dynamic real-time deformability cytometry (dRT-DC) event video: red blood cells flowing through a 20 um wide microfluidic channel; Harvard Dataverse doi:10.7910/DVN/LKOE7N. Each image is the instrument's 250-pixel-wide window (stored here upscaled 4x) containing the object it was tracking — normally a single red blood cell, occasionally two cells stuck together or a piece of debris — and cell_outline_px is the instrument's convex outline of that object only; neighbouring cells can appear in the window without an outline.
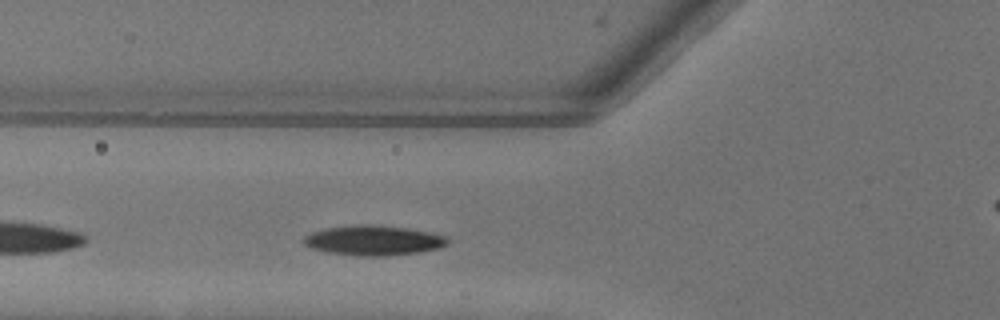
{"species": "common noctule bat (a hibernating species)", "species_latin": "Nyctalus noctula", "temperature_condition": "warm", "stored_images_in_passage": 29, "camera_frame_rate_fps": 3000, "um_per_image_px": 0.085, "animal": {"sex": "female"}, "frame": {"image": 1, "passage_image": 5, "time_ms": 1.333, "image_size_px": [1000, 320], "cell_outline_px": [[448, 244], [440, 248], [420, 252], [384, 256], [356, 256], [328, 252], [312, 248], [300, 244], [300, 240], [304, 236], [312, 232], [328, 228], [364, 224], [368, 224], [408, 228], [448, 236]], "centroid_in_image_um": [31.73, 20.44], "position_along_channel_um": 94.1, "area_um2": 25.2}}
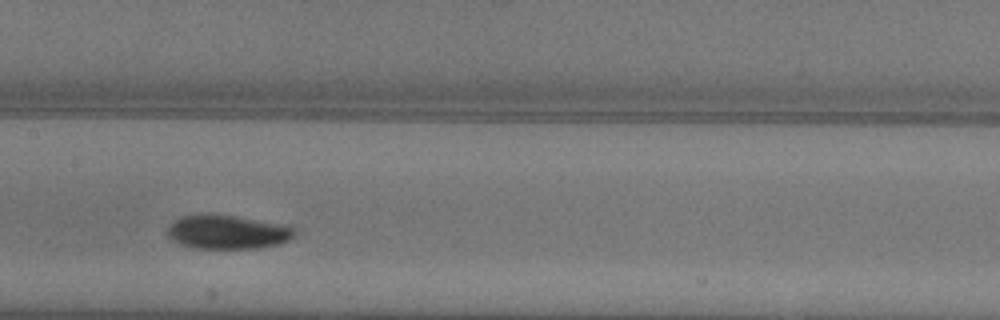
{"frame": {"image": 2, "passage_image": 12, "time_ms": 3.667, "image_size_px": [1000, 320], "cell_outline_px": [[296, 232], [288, 240], [276, 244], [260, 248], [196, 248], [180, 244], [172, 240], [168, 236], [168, 228], [180, 216], [232, 216], [288, 224]], "centroid_in_image_um": [19.37, 19.74], "position_along_channel_um": 188.0, "area_um2": 24.45}}
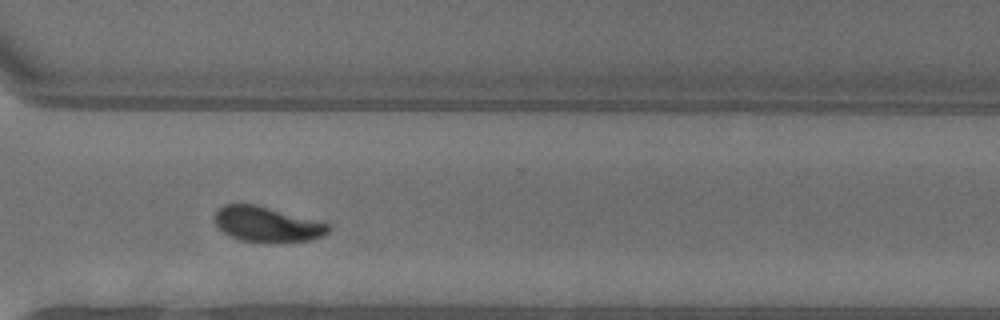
{"frame": {"image": 3, "passage_image": 24, "time_ms": 7.667, "image_size_px": [1000, 320], "cell_outline_px": [[328, 232], [312, 240], [240, 240], [228, 236], [216, 224], [216, 212], [224, 204], [256, 204], [324, 220], [328, 224]], "centroid_in_image_um": [22.74, 19.01], "position_along_channel_um": 347.9, "area_um2": 22.95}, "authors_computed_cell_mechanics": {"area_um2": 24.7384, "velocity_mm_per_s": 4.009, "shape_relaxation_time_tau1_ms": 3.0011, "shape_relaxation_time_tau2_ms": 5.4364, "deformation_change_tau1": 0.159, "deformation_change_tau2": 0.0861}}